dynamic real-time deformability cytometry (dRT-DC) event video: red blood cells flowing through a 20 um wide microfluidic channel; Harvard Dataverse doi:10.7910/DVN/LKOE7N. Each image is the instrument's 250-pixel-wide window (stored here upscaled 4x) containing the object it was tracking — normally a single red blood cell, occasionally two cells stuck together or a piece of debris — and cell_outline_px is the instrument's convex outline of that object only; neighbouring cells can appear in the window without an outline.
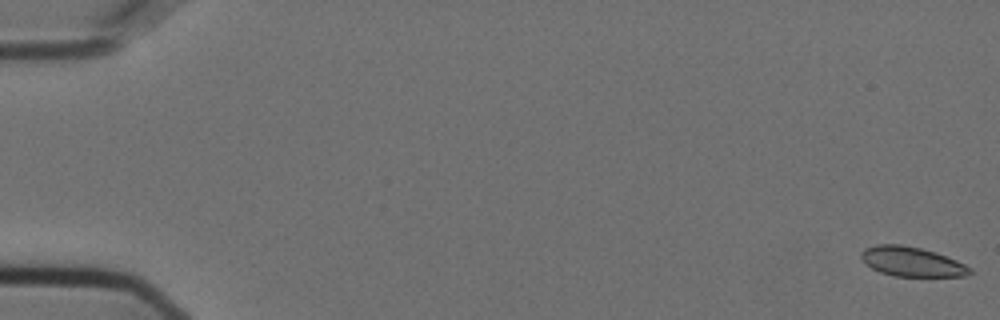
{"species": "Egyptian fruit bat (a non-hibernating species)", "species_latin": "Rousettus aegyptiacus", "temperature_condition": "cold", "stored_images_in_passage": 58, "camera_frame_rate_fps": 3000, "um_per_image_px": 0.085, "animal": {"sex": "female"}, "frame": {"image": 1, "passage_image": 1, "time_ms": 0.0, "image_size_px": [1000, 320], "cell_outline_px": [[972, 272], [968, 276], [896, 276], [880, 272], [864, 264], [860, 256], [860, 252], [864, 248], [876, 244], [900, 244], [920, 248], [936, 252], [956, 260], [972, 268]], "centroid_in_image_um": [77.47, 22.23], "position_along_channel_um": 7.5, "area_um2": 18.84}}
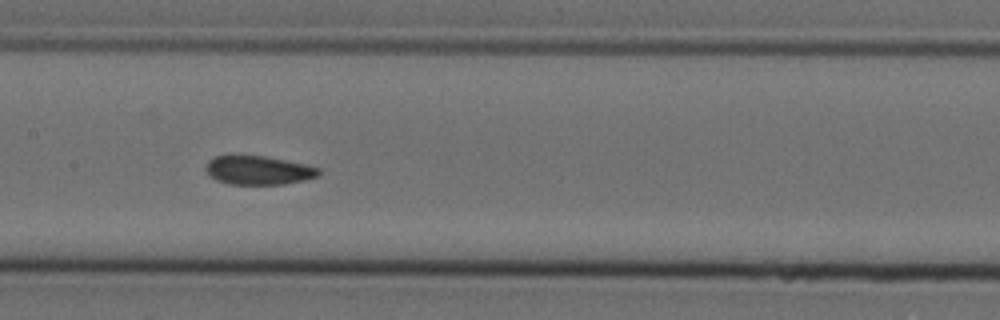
{"frame": {"image": 2, "passage_image": 29, "time_ms": 9.333, "image_size_px": [1000, 320], "cell_outline_px": [[320, 172], [316, 176], [304, 180], [284, 184], [228, 184], [216, 180], [204, 168], [208, 160], [216, 156], [232, 152], [264, 156], [308, 164], [320, 168]], "centroid_in_image_um": [21.91, 14.42], "position_along_channel_um": 185.5, "area_um2": 19.54}}
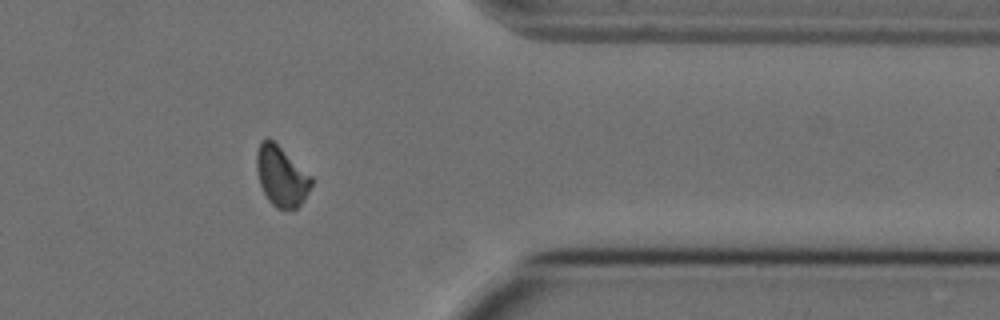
{"frame": {"image": 3, "passage_image": 47, "time_ms": 15.333, "image_size_px": [1000, 320], "cell_outline_px": [[312, 184], [304, 200], [296, 208], [276, 208], [268, 200], [260, 184], [256, 168], [256, 152], [260, 144], [268, 136], [312, 176]], "centroid_in_image_um": [23.91, 14.97], "position_along_channel_um": 387.5, "area_um2": 18.96}, "authors_computed_cell_mechanics": {"area_um2": 19.5075, "velocity_mm_per_s": 3.5951, "shape_relaxation_time_tau1_ms": null, "shape_relaxation_time_tau2_ms": 2.5259, "deformation_change_tau1": null, "deformation_change_tau2": 0.0343}}